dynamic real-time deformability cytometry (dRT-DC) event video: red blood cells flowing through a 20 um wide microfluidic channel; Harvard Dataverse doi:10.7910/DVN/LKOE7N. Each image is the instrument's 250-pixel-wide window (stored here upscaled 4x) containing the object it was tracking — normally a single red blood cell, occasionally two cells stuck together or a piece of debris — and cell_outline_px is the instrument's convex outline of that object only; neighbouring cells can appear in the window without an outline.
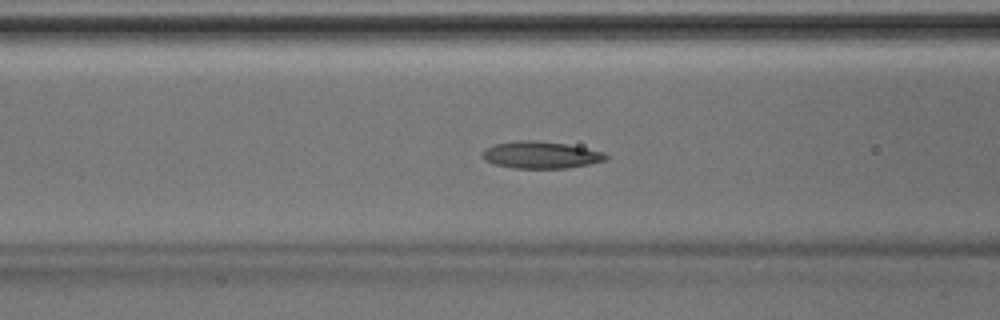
{"species": "Egyptian fruit bat (a non-hibernating species)", "species_latin": "Rousettus aegyptiacus", "temperature_condition": "room temperature", "stored_images_in_passage": 45, "camera_frame_rate_fps": 3000, "um_per_image_px": 0.085, "animal": {"sex": "male"}, "frame": {"image": 1, "passage_image": 18, "time_ms": 5.667, "image_size_px": [1000, 320], "cell_outline_px": [[608, 160], [568, 168], [512, 168], [492, 164], [484, 160], [480, 156], [488, 148], [496, 144], [520, 140], [536, 140], [564, 144], [604, 152], [608, 156]], "centroid_in_image_um": [45.96, 13.18], "position_along_channel_um": 120.6, "area_um2": 19.31}}
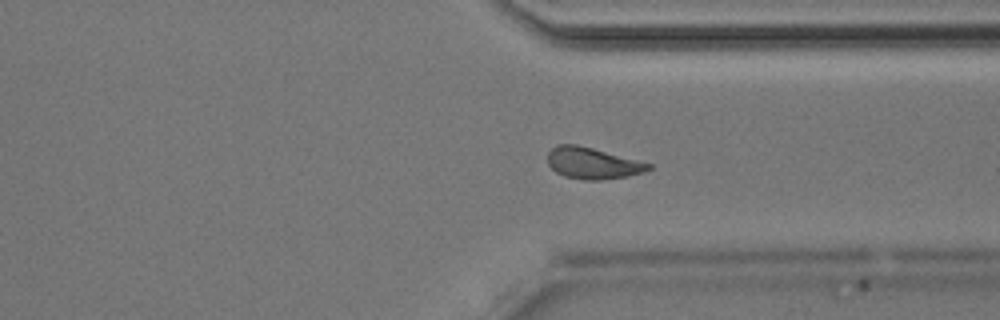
{"frame": {"image": 2, "passage_image": 34, "time_ms": 11.0, "image_size_px": [1000, 320], "cell_outline_px": [[652, 168], [644, 172], [628, 176], [604, 180], [584, 180], [564, 176], [556, 172], [548, 164], [548, 152], [556, 144], [576, 144], [592, 148], [652, 164]], "centroid_in_image_um": [50.36, 13.88], "position_along_channel_um": 361.0, "area_um2": 18.44}}
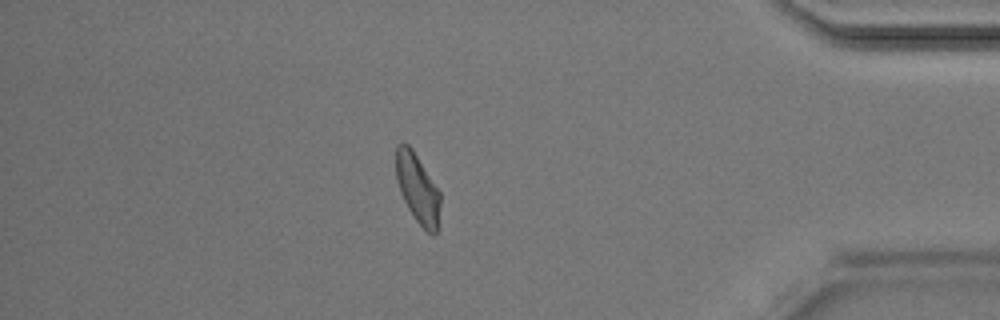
{"frame": {"image": 3, "passage_image": 39, "time_ms": 12.667, "image_size_px": [1000, 320], "cell_outline_px": [[440, 204], [436, 232], [432, 236], [416, 220], [408, 208], [400, 192], [396, 180], [396, 144], [400, 140], [408, 144], [412, 148], [440, 192]], "centroid_in_image_um": [35.47, 15.96], "position_along_channel_um": 399.7, "area_um2": 17.8}}